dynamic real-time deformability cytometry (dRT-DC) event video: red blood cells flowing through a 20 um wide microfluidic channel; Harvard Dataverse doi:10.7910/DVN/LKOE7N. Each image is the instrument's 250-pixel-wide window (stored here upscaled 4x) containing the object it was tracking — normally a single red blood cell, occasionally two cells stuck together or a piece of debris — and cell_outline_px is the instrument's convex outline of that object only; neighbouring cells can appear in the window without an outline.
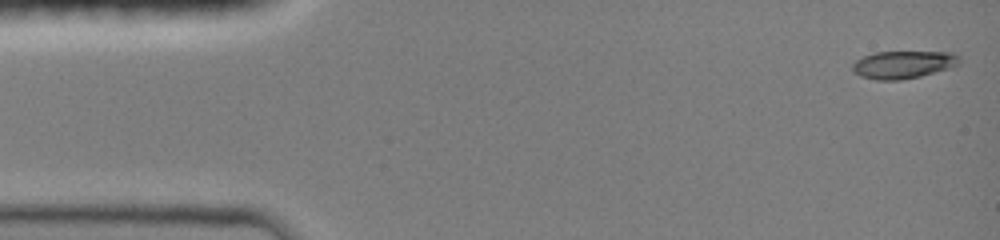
{"species": "common noctule bat (a hibernating species)", "species_latin": "Nyctalus noctula", "temperature_condition": "room temperature", "stored_images_in_passage": 24, "camera_frame_rate_fps": 3000, "um_per_image_px": 0.085, "animal": {"sex": "female", "body_mass_g": 19.0, "forearm_length_mm": 51.5}, "frame": {"image": 1, "passage_image": 1, "time_ms": 0.0, "image_size_px": [1000, 240], "cell_outline_px": [[960, 64], [948, 68], [920, 76], [900, 80], [876, 80], [860, 76], [852, 68], [852, 64], [856, 60], [864, 56], [876, 52], [952, 52], [960, 56]], "centroid_in_image_um": [76.79, 5.49], "position_along_channel_um": 8.2, "area_um2": 17.11}}
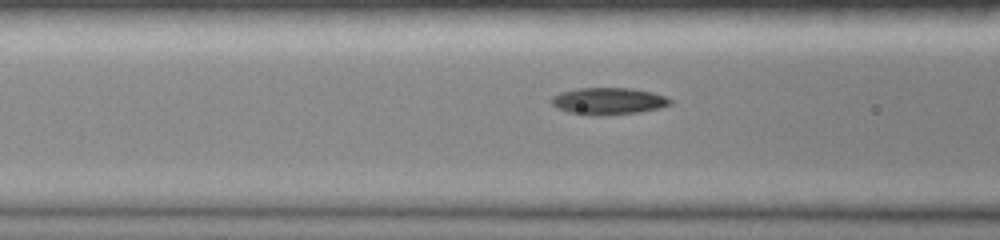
{"frame": {"image": 2, "passage_image": 16, "time_ms": 5.333, "image_size_px": [1000, 240], "cell_outline_px": [[672, 104], [660, 108], [636, 112], [568, 112], [556, 108], [552, 104], [552, 96], [560, 92], [576, 88], [632, 88], [652, 92], [664, 96], [672, 100]], "centroid_in_image_um": [51.73, 8.53], "position_along_channel_um": 114.9, "area_um2": 17.63}}
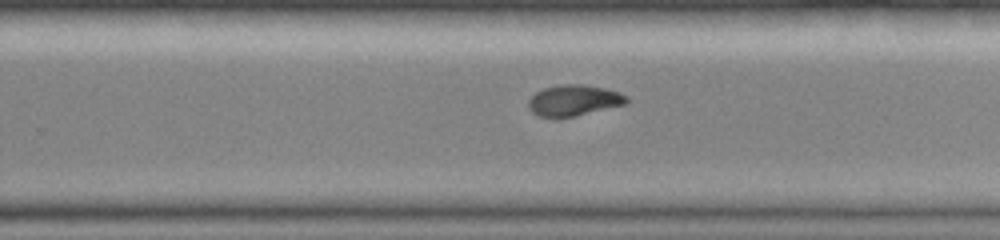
{"frame": {"image": 3, "passage_image": 24, "time_ms": 9.333, "image_size_px": [1000, 240], "cell_outline_px": [[628, 104], [572, 116], [540, 116], [532, 112], [528, 108], [528, 100], [536, 92], [544, 88], [564, 84], [584, 84], [604, 88], [620, 92], [628, 100]], "centroid_in_image_um": [48.78, 8.51], "position_along_channel_um": 281.0, "area_um2": 17.4}}